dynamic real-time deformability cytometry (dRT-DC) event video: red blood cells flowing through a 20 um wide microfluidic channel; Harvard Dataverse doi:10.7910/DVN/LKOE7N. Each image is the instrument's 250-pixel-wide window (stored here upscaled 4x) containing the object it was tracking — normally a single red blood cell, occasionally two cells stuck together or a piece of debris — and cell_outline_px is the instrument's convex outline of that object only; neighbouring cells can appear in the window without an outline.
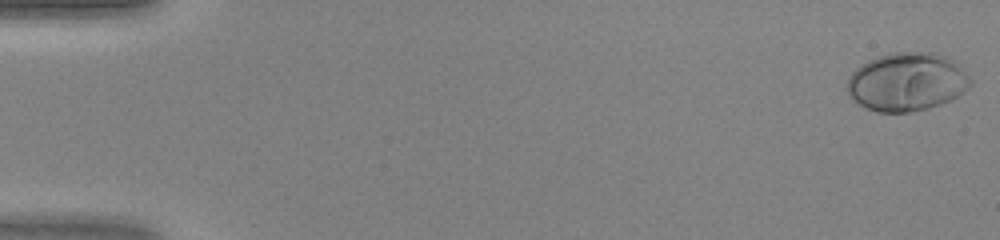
{"species": "human", "species_latin": "Homo sapiens", "temperature_condition": "warm", "stored_images_in_passage": 47, "camera_frame_rate_fps": 3000, "um_per_image_px": 0.085, "donor": {"sex": "female"}, "frame": {"image": 1, "passage_image": 1, "time_ms": 0.0, "image_size_px": [1000, 240], "cell_outline_px": [[972, 84], [964, 92], [940, 104], [928, 108], [908, 112], [876, 112], [864, 108], [856, 104], [852, 100], [848, 92], [848, 76], [860, 64], [868, 60], [892, 52], [936, 52], [952, 60], [972, 80]], "centroid_in_image_um": [77.04, 6.96], "position_along_channel_um": 8.0, "area_um2": 41.96}}
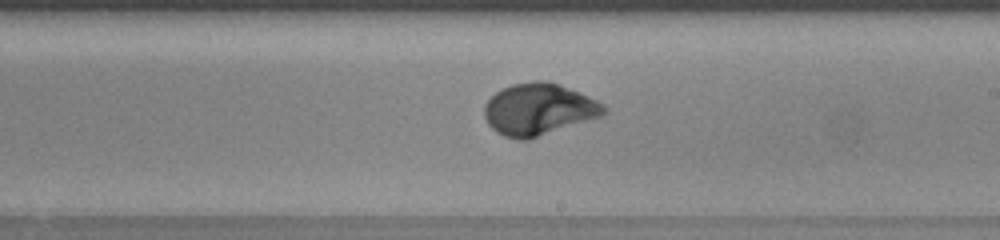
{"frame": {"image": 2, "passage_image": 28, "time_ms": 9.0, "image_size_px": [1000, 240], "cell_outline_px": [[608, 112], [600, 116], [528, 140], [516, 140], [504, 136], [496, 132], [488, 124], [484, 116], [484, 104], [496, 92], [512, 84], [536, 80], [544, 80], [556, 84], [588, 96], [604, 104], [608, 108]], "centroid_in_image_um": [45.76, 9.3], "position_along_channel_um": 243.2, "area_um2": 35.84}}
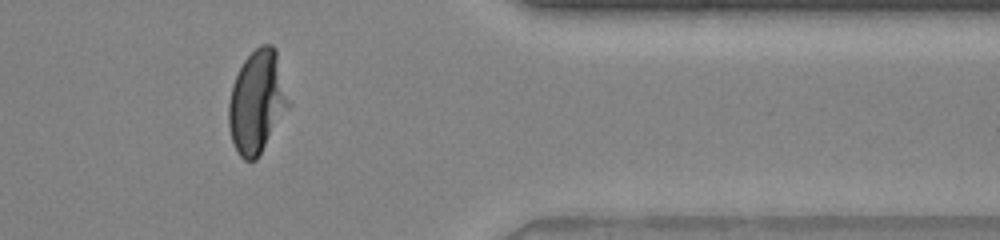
{"frame": {"image": 3, "passage_image": 39, "time_ms": 12.667, "image_size_px": [1000, 240], "cell_outline_px": [[292, 104], [256, 160], [244, 160], [236, 152], [232, 140], [228, 124], [228, 104], [232, 84], [244, 60], [260, 44], [272, 44], [276, 48]], "centroid_in_image_um": [21.88, 8.64], "position_along_channel_um": 389.5, "area_um2": 36.36}}